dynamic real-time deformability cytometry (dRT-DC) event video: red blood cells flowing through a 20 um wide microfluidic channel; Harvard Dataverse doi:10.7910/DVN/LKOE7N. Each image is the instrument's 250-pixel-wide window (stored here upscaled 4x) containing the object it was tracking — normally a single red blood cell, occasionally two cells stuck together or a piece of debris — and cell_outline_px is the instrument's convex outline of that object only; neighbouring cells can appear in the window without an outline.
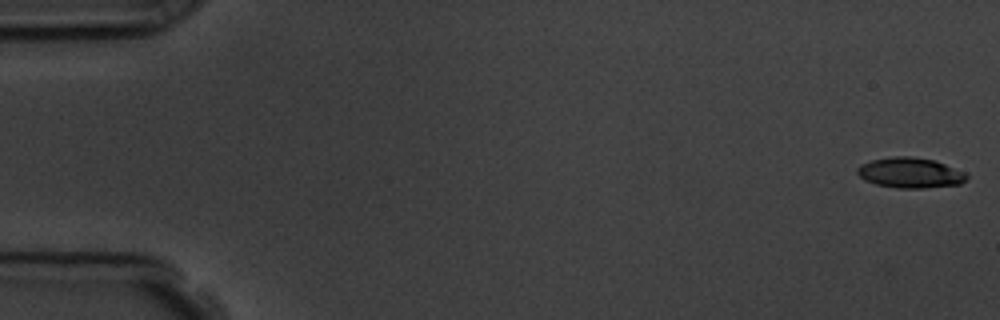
{"species": "common noctule bat (a hibernating species)", "species_latin": "Nyctalus noctula", "temperature_condition": "room temperature", "stored_images_in_passage": 57, "camera_frame_rate_fps": 3000, "um_per_image_px": 0.085, "animal": {"sex": "male", "body_mass_g": 19.5, "forearm_length_mm": 54.6}, "frame": {"image": 1, "passage_image": 1, "time_ms": 0.0, "image_size_px": [1000, 320], "cell_outline_px": [[968, 180], [960, 184], [924, 188], [896, 188], [876, 184], [864, 180], [856, 172], [856, 168], [860, 164], [872, 160], [892, 156], [912, 156], [936, 160], [968, 172]], "centroid_in_image_um": [77.41, 14.68], "position_along_channel_um": 7.6, "area_um2": 19.77}}
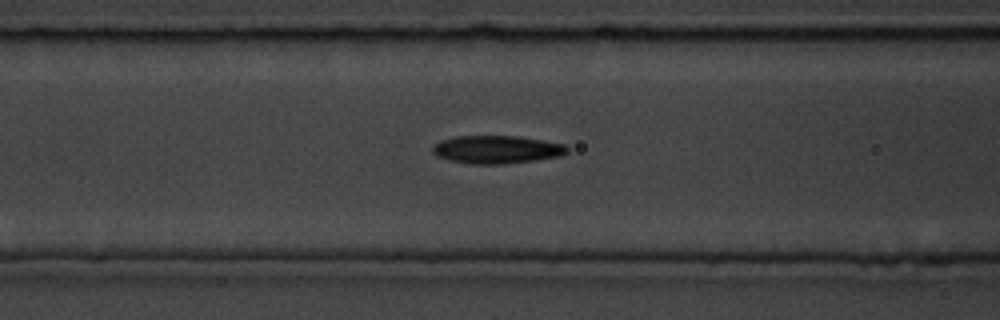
{"frame": {"image": 2, "passage_image": 23, "time_ms": 7.333, "image_size_px": [1000, 320], "cell_outline_px": [[568, 152], [560, 156], [504, 164], [472, 164], [452, 160], [436, 156], [432, 152], [432, 148], [440, 140], [456, 136], [520, 136], [544, 140], [564, 144], [568, 148]], "centroid_in_image_um": [42.23, 12.7], "position_along_channel_um": 124.4, "area_um2": 21.85}}
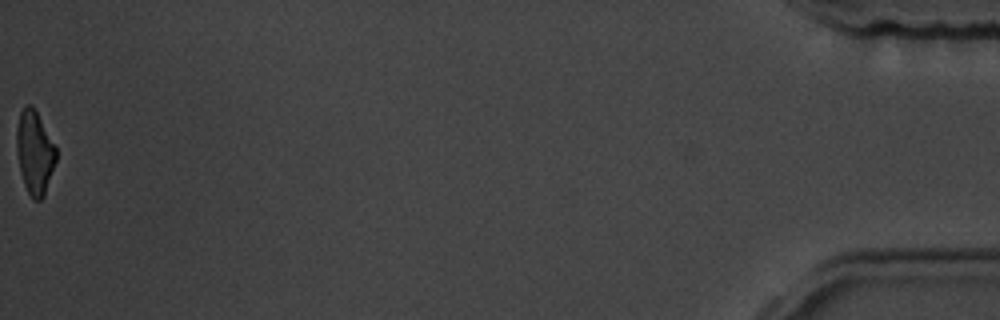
{"frame": {"image": 3, "passage_image": 57, "time_ms": 18.667, "image_size_px": [1000, 320], "cell_outline_px": [[56, 160], [44, 196], [40, 200], [32, 200], [24, 184], [20, 172], [16, 152], [16, 128], [20, 112], [24, 104], [32, 104], [56, 148]], "centroid_in_image_um": [2.92, 12.95], "position_along_channel_um": 432.3, "area_um2": 19.19}, "authors_computed_cell_mechanics": {"area_um2": 20.6924, "velocity_mm_per_s": 3.6169, "shape_relaxation_time_tau1_ms": 5.1897, "shape_relaxation_time_tau2_ms": 4.2267, "deformation_change_tau1": 0.1594, "deformation_change_tau2": 0.1402}}